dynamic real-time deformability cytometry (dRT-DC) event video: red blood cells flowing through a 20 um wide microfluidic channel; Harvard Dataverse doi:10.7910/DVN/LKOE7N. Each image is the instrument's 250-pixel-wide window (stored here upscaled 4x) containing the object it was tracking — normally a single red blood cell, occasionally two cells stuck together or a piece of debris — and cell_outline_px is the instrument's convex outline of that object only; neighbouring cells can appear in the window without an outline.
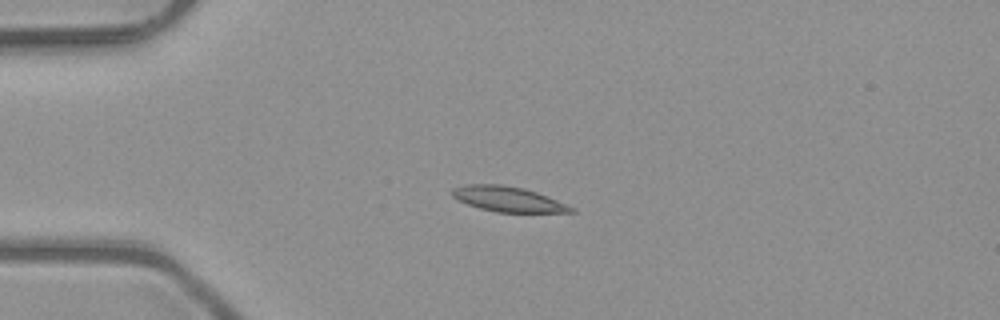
{"species": "common noctule bat (a hibernating species)", "species_latin": "Nyctalus noctula", "temperature_condition": "room temperature", "stored_images_in_passage": 3, "camera_frame_rate_fps": 3000, "um_per_image_px": 0.085, "animal": {"sex": "male", "body_mass_g": 23.1, "forearm_length_mm": 52.7}, "frame": {"image": 1, "passage_image": 1, "time_ms": 0.0, "image_size_px": [1000, 320], "cell_outline_px": [[576, 212], [496, 212], [480, 208], [456, 200], [452, 196], [452, 188], [468, 184], [500, 184], [520, 188], [536, 192], [576, 208]], "centroid_in_image_um": [43.15, 16.93], "position_along_channel_um": 41.8, "area_um2": 17.22}}
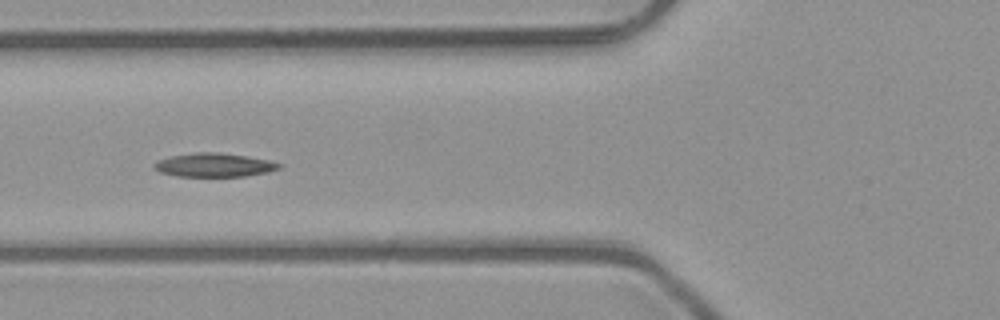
{"frame": {"image": 2, "passage_image": 3, "time_ms": 0.667, "image_size_px": [1000, 320], "cell_outline_px": [[280, 168], [268, 172], [244, 176], [176, 176], [160, 172], [152, 168], [152, 164], [156, 160], [172, 156], [196, 152], [216, 152], [244, 156], [268, 160], [280, 164]], "centroid_in_image_um": [18.13, 14.03], "position_along_channel_um": 107.7, "area_um2": 17.11}}